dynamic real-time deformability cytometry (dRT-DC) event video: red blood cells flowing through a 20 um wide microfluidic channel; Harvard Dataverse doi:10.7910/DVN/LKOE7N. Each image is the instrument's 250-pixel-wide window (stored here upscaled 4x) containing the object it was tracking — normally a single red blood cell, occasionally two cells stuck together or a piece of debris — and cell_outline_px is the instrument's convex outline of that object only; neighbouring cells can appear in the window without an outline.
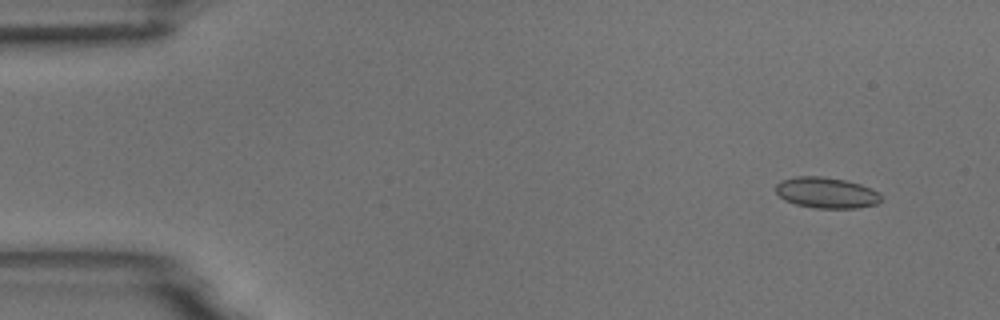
{"species": "common noctule bat (a hibernating species)", "species_latin": "Nyctalus noctula", "temperature_condition": "room temperature", "stored_images_in_passage": 13, "camera_frame_rate_fps": 3000, "um_per_image_px": 0.085, "animal": {"sex": "male", "body_mass_g": 18.8}, "frame": {"image": 1, "passage_image": 1, "time_ms": 0.0, "image_size_px": [1000, 320], "cell_outline_px": [[884, 200], [876, 204], [856, 208], [816, 208], [796, 204], [784, 200], [776, 192], [776, 184], [780, 180], [796, 176], [820, 176], [844, 180], [860, 184], [872, 188], [880, 192]], "centroid_in_image_um": [70.27, 16.38], "position_along_channel_um": 14.7, "area_um2": 19.13}}
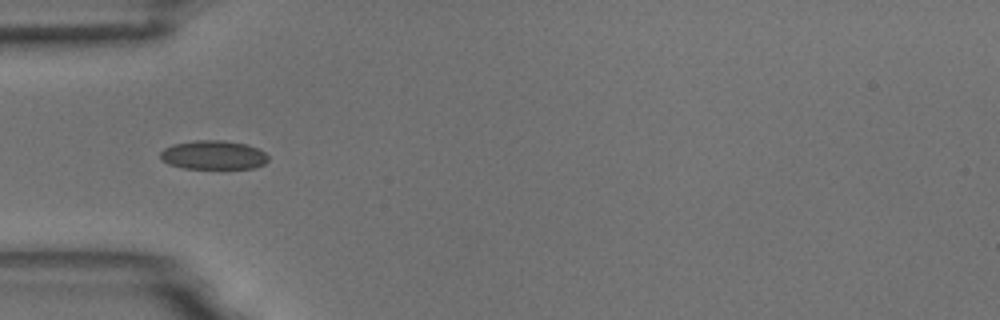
{"frame": {"image": 2, "passage_image": 4, "time_ms": 1.0, "image_size_px": [1000, 320], "cell_outline_px": [[268, 160], [264, 164], [256, 168], [184, 168], [168, 164], [160, 156], [160, 152], [164, 148], [172, 144], [196, 140], [224, 140], [248, 144], [264, 152], [268, 156]], "centroid_in_image_um": [18.15, 13.17], "position_along_channel_um": 66.9, "area_um2": 18.21}}
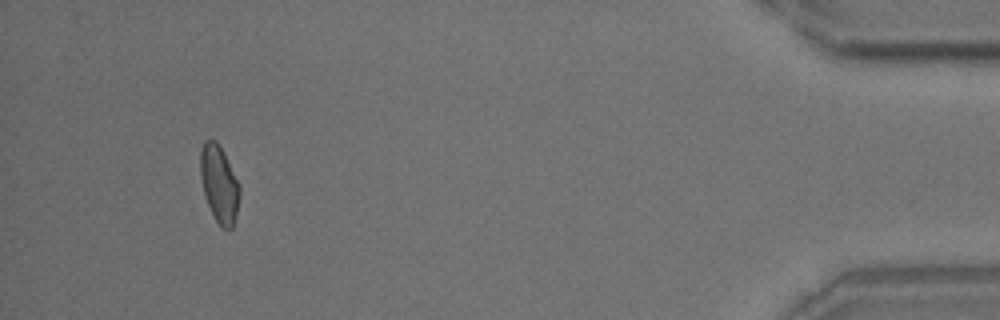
{"frame": {"image": 3, "passage_image": 13, "time_ms": 4.0, "image_size_px": [1000, 320], "cell_outline_px": [[240, 196], [236, 216], [232, 228], [228, 232], [216, 220], [208, 204], [204, 192], [200, 176], [200, 152], [204, 140], [216, 140], [224, 152], [240, 184]], "centroid_in_image_um": [18.65, 15.62], "position_along_channel_um": 416.6, "area_um2": 17.69}}